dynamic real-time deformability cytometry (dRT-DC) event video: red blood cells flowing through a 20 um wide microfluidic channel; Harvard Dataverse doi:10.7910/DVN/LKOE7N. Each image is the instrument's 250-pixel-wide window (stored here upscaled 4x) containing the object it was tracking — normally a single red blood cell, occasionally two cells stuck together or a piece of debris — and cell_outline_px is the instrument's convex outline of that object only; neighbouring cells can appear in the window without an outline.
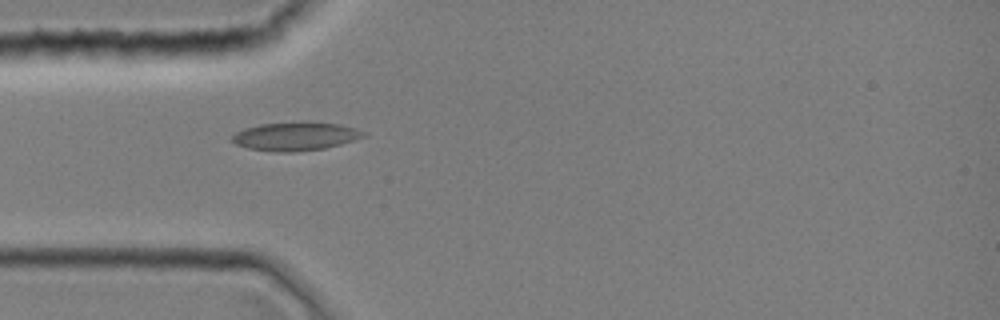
{"species": "common noctule bat (a hibernating species)", "species_latin": "Nyctalus noctula", "temperature_condition": "room temperature", "stored_images_in_passage": 1, "camera_frame_rate_fps": 3000, "um_per_image_px": 0.085, "animal": {"sex": "female", "body_mass_g": 19.0, "forearm_length_mm": 51.5}, "frame": {"image": 1, "passage_image": 1, "time_ms": 0.0, "image_size_px": [1000, 320], "cell_outline_px": [[368, 136], [340, 144], [324, 148], [292, 152], [276, 152], [248, 148], [236, 144], [232, 140], [232, 136], [236, 132], [244, 128], [260, 124], [300, 120], [308, 120], [340, 124], [356, 128], [368, 132]], "centroid_in_image_um": [25.17, 11.55], "position_along_channel_um": 59.8, "area_um2": 22.37}}